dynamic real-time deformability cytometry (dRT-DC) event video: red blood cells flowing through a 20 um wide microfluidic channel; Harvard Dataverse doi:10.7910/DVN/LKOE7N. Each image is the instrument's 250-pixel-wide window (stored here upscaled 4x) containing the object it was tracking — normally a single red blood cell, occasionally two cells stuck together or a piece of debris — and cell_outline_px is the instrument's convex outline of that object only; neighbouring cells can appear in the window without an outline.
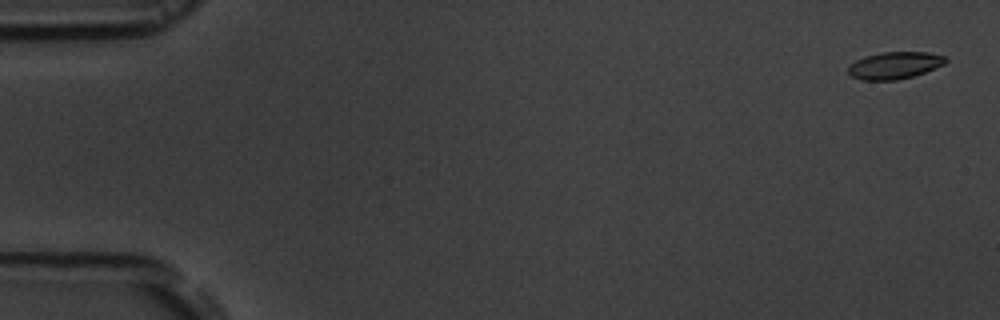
{"species": "common noctule bat (a hibernating species)", "species_latin": "Nyctalus noctula", "temperature_condition": "room temperature", "stored_images_in_passage": 17, "camera_frame_rate_fps": 3000, "um_per_image_px": 0.085, "animal": {"sex": "male", "body_mass_g": 19.5, "forearm_length_mm": 54.6}, "frame": {"image": 1, "passage_image": 2, "time_ms": 0.333, "image_size_px": [1000, 320], "cell_outline_px": [[948, 60], [944, 64], [924, 72], [912, 76], [896, 80], [860, 80], [852, 76], [848, 72], [848, 68], [856, 60], [864, 56], [880, 52], [928, 52], [944, 56]], "centroid_in_image_um": [76.03, 5.55], "position_along_channel_um": 9.0, "area_um2": 15.26}}
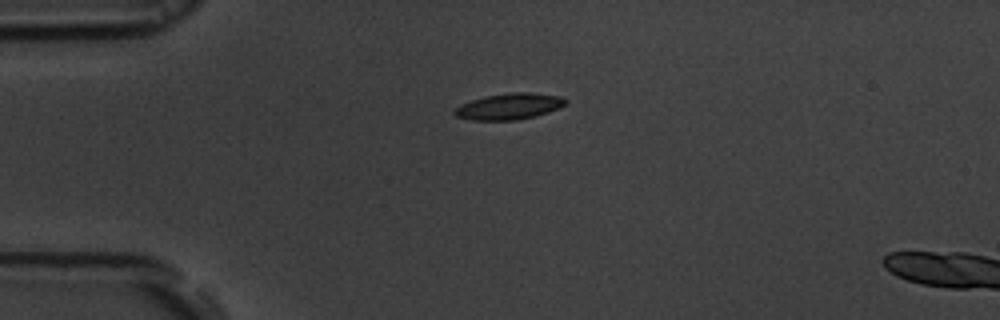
{"frame": {"image": 2, "passage_image": 14, "time_ms": 4.333, "image_size_px": [1000, 320], "cell_outline_px": [[568, 100], [564, 104], [548, 112], [516, 120], [472, 120], [456, 116], [452, 112], [460, 104], [484, 96], [508, 92], [532, 92], [560, 96]], "centroid_in_image_um": [43.24, 9.03], "position_along_channel_um": 41.8, "area_um2": 16.82}}